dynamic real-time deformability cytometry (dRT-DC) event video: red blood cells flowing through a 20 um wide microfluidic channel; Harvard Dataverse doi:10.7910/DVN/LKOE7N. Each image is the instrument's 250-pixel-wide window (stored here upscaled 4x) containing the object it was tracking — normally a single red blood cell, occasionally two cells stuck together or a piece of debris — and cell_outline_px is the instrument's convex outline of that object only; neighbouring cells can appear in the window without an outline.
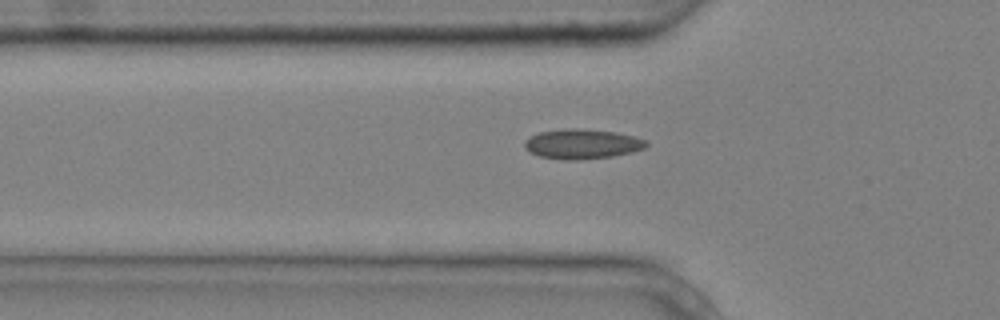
{"species": "common noctule bat (a hibernating species)", "species_latin": "Nyctalus noctula", "temperature_condition": "cold", "stored_images_in_passage": 6, "segment_of_instrument_passage": [2, 2], "camera_frame_rate_fps": 3000, "um_per_image_px": 0.085, "animal": {"sex": "male", "body_mass_g": 20.4}, "frame": {"image": 1, "passage_image": 6, "time_ms": 1.667, "image_size_px": [1000, 320], "cell_outline_px": [[648, 144], [644, 148], [632, 152], [612, 156], [580, 160], [564, 160], [540, 156], [524, 148], [524, 140], [540, 132], [564, 128], [576, 128], [616, 132], [648, 140]], "centroid_in_image_um": [49.49, 12.24], "position_along_channel_um": 76.3, "area_um2": 21.1}}